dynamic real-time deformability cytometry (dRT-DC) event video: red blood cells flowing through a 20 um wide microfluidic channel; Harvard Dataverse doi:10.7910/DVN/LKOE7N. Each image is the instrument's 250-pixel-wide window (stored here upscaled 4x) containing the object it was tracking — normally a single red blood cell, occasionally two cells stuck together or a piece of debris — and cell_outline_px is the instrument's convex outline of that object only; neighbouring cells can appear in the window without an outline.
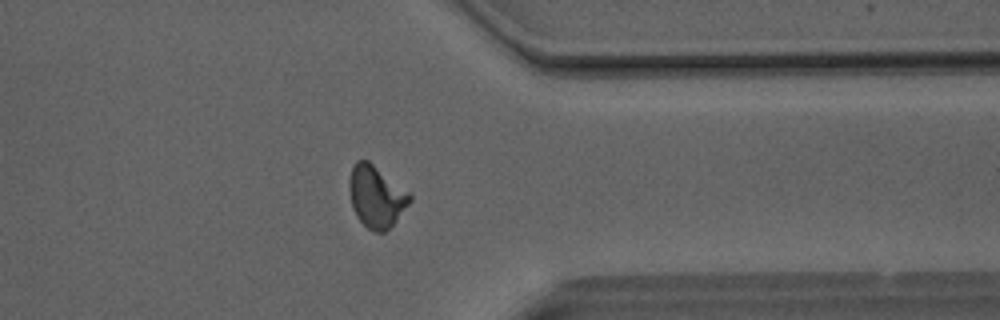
{"species": "Egyptian fruit bat (a non-hibernating species)", "species_latin": "Rousettus aegyptiacus", "temperature_condition": "room temperature", "stored_images_in_passage": 50, "camera_frame_rate_fps": 3000, "um_per_image_px": 0.085, "animal": {"sex": "male"}, "frame": {"image": 1, "passage_image": 40, "time_ms": 13.0, "image_size_px": [1000, 320], "cell_outline_px": [[412, 200], [396, 220], [384, 232], [376, 232], [368, 228], [356, 216], [352, 208], [348, 188], [348, 184], [352, 168], [356, 160], [368, 160], [408, 192], [412, 196]], "centroid_in_image_um": [31.95, 16.7], "position_along_channel_um": 379.4, "area_um2": 21.5}}
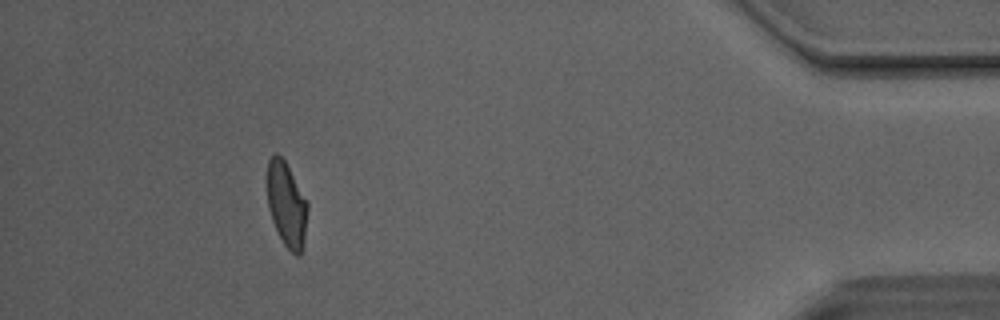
{"frame": {"image": 2, "passage_image": 46, "time_ms": 15.0, "image_size_px": [1000, 320], "cell_outline_px": [[308, 208], [304, 236], [300, 256], [296, 256], [284, 244], [272, 220], [268, 208], [268, 160], [276, 152], [284, 160], [308, 204]], "centroid_in_image_um": [24.35, 17.39], "position_along_channel_um": 410.8, "area_um2": 19.31}, "authors_computed_cell_mechanics": {"area_um2": 21.2415, "velocity_mm_per_s": 4.1379, "shape_relaxation_time_tau1_ms": 5.105, "shape_relaxation_time_tau2_ms": 1.2565, "deformation_change_tau1": 0.1547, "deformation_change_tau2": 0.0802}}